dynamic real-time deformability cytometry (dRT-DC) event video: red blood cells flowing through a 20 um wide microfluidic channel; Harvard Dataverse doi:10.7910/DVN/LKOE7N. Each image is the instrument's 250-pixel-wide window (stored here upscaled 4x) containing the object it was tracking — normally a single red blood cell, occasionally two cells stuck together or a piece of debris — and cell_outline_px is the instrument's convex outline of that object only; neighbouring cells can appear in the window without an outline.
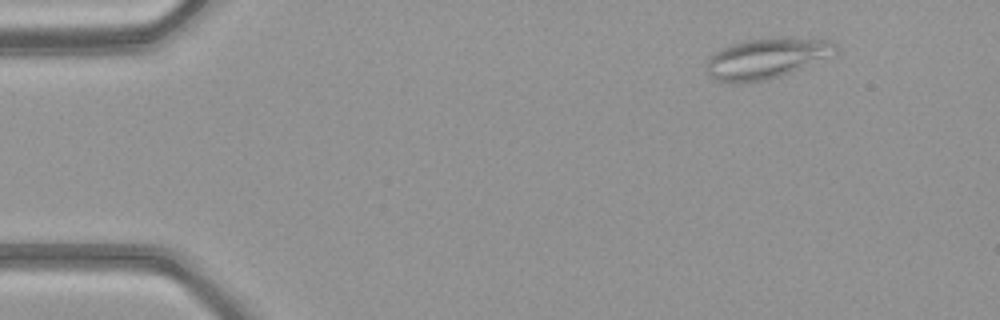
{"species": "common noctule bat (a hibernating species)", "species_latin": "Nyctalus noctula", "temperature_condition": "warm", "stored_images_in_passage": 50, "camera_frame_rate_fps": 3000, "um_per_image_px": 0.085, "animal": {"sex": "female", "body_mass_g": 21.9}, "frame": {"image": 1, "passage_image": 6, "time_ms": 1.667, "image_size_px": [1000, 320], "cell_outline_px": [[840, 52], [836, 56], [780, 76], [764, 80], [736, 84], [728, 84], [716, 80], [704, 68], [708, 56], [712, 52], [720, 48], [732, 44], [748, 40], [784, 36], [828, 40], [836, 44], [840, 48]], "centroid_in_image_um": [65.2, 4.95], "position_along_channel_um": 19.8, "area_um2": 31.44}}
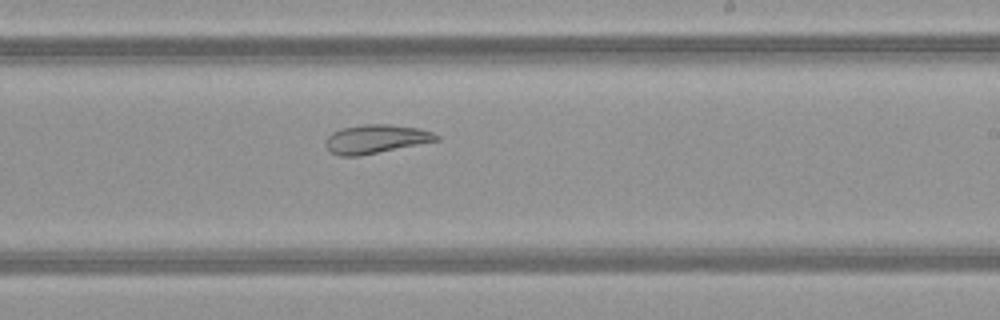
{"frame": {"image": 2, "passage_image": 30, "time_ms": 9.667, "image_size_px": [1000, 320], "cell_outline_px": [[440, 140], [360, 156], [340, 156], [332, 152], [324, 144], [324, 140], [332, 132], [340, 128], [364, 124], [388, 124], [420, 128], [432, 132], [440, 136]], "centroid_in_image_um": [31.94, 11.81], "position_along_channel_um": 257.1, "area_um2": 18.67}}
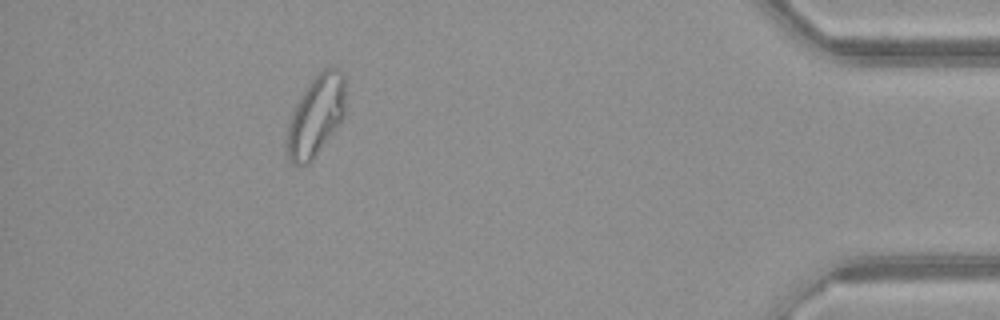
{"frame": {"image": 3, "passage_image": 45, "time_ms": 14.667, "image_size_px": [1000, 320], "cell_outline_px": [[344, 116], [316, 156], [308, 164], [292, 164], [288, 160], [288, 124], [292, 112], [304, 88], [324, 68], [336, 68], [344, 72]], "centroid_in_image_um": [26.86, 9.84], "position_along_channel_um": 408.3, "area_um2": 27.11}, "authors_computed_cell_mechanics": {"area_um2": 26.2412, "velocity_mm_per_s": 4.1495, "shape_relaxation_time_tau1_ms": null, "shape_relaxation_time_tau2_ms": 6.9631, "deformation_change_tau1": null, "deformation_change_tau2": 0.1485}}